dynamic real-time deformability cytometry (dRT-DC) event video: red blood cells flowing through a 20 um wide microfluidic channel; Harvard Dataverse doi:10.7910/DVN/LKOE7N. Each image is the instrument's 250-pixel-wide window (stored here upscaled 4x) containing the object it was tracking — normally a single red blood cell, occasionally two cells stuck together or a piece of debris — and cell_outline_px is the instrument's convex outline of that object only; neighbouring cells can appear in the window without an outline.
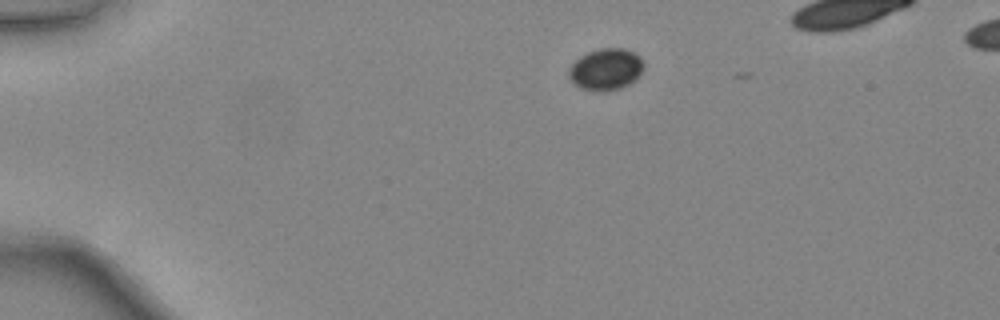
{"species": "common noctule bat (a hibernating species)", "species_latin": "Nyctalus noctula", "temperature_condition": "warm", "stored_images_in_passage": 4, "camera_frame_rate_fps": 3000, "um_per_image_px": 0.085, "animal": {"sex": "female", "body_mass_g": 24.6, "forearm_length_mm": 56.2}, "frame": {"image": 1, "passage_image": 1, "time_ms": 0.0, "image_size_px": [1000, 320], "cell_outline_px": [[644, 68], [636, 80], [620, 88], [580, 88], [568, 76], [568, 72], [572, 64], [580, 56], [588, 52], [600, 48], [624, 48], [640, 56], [644, 64]], "centroid_in_image_um": [51.53, 5.83], "position_along_channel_um": 33.5, "area_um2": 17.57}}